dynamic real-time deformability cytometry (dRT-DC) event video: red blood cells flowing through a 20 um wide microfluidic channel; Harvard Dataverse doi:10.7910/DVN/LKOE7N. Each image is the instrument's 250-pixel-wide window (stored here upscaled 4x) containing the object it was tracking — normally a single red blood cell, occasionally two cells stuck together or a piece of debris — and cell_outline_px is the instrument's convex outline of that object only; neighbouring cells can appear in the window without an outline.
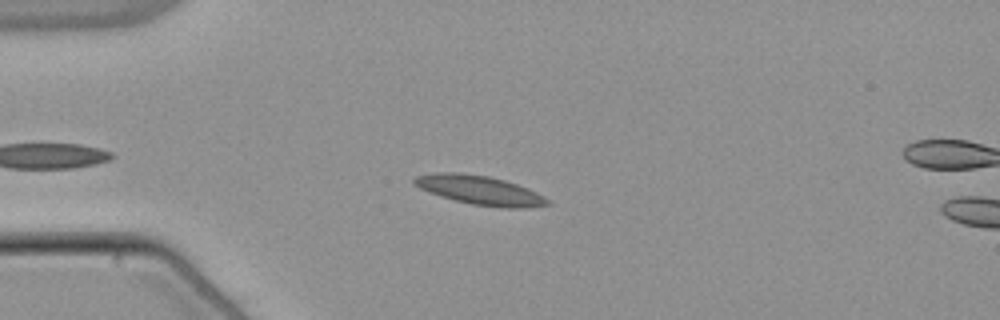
{"species": "common noctule bat (a hibernating species)", "species_latin": "Nyctalus noctula", "temperature_condition": "warm", "stored_images_in_passage": 44, "camera_frame_rate_fps": 3000, "um_per_image_px": 0.085, "animal": {"sex": "male", "body_mass_g": 21.5, "forearm_length_mm": 52.0}, "frame": {"image": 1, "passage_image": 8, "time_ms": 2.333, "image_size_px": [1000, 320], "cell_outline_px": [[552, 204], [524, 208], [504, 208], [472, 204], [440, 196], [428, 192], [412, 184], [412, 180], [416, 176], [440, 172], [456, 172], [488, 176], [504, 180], [528, 188], [544, 196]], "centroid_in_image_um": [40.77, 16.17], "position_along_channel_um": 44.2, "area_um2": 22.48}}
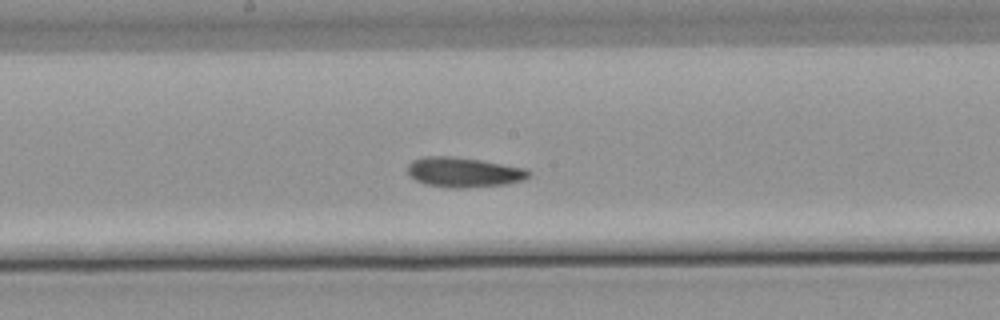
{"frame": {"image": 2, "passage_image": 23, "time_ms": 7.333, "image_size_px": [1000, 320], "cell_outline_px": [[532, 172], [524, 180], [508, 184], [464, 188], [448, 188], [424, 184], [408, 176], [408, 164], [412, 160], [428, 156], [448, 156], [480, 160], [528, 168]], "centroid_in_image_um": [39.43, 14.65], "position_along_channel_um": 208.8, "area_um2": 21.33}}
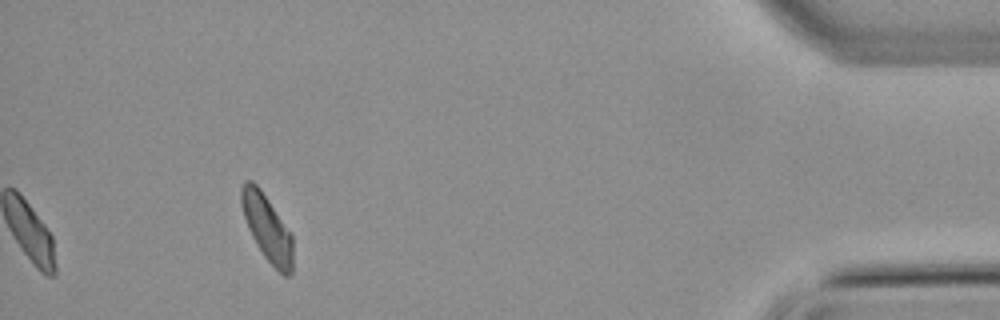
{"frame": {"image": 3, "passage_image": 44, "time_ms": 14.333, "image_size_px": [1000, 320], "cell_outline_px": [[292, 272], [288, 276], [284, 276], [264, 256], [256, 244], [248, 228], [240, 204], [240, 188], [244, 180], [252, 180], [260, 188], [292, 232]], "centroid_in_image_um": [22.69, 19.32], "position_along_channel_um": 412.5, "area_um2": 20.0}, "authors_computed_cell_mechanics": {"area_um2": 20.5479, "velocity_mm_per_s": 3.7822, "shape_relaxation_time_tau1_ms": 6.8255, "shape_relaxation_time_tau2_ms": 5.833, "deformation_change_tau1": 0.1432, "deformation_change_tau2": 0.1374}}